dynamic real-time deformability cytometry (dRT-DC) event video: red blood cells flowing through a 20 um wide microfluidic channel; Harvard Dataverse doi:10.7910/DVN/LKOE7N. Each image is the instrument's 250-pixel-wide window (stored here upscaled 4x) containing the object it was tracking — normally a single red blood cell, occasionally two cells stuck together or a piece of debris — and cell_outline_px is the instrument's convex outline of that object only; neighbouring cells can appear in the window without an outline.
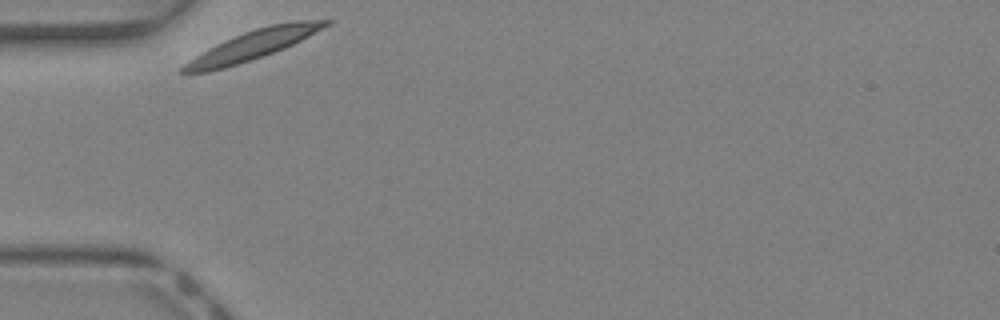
{"species": "Egyptian fruit bat (a non-hibernating species)", "species_latin": "Rousettus aegyptiacus", "temperature_condition": "warm", "stored_images_in_passage": 32, "camera_frame_rate_fps": 3000, "um_per_image_px": 0.085, "animal": {"sex": "female"}, "frame": {"image": 1, "passage_image": 1, "time_ms": 0.0, "image_size_px": [1000, 320], "cell_outline_px": [[336, 20], [332, 24], [284, 48], [224, 68], [208, 72], [176, 72], [184, 64], [196, 56], [216, 44], [224, 40], [244, 32], [256, 28], [272, 24], [292, 20]], "centroid_in_image_um": [21.53, 3.79], "position_along_channel_um": 63.5, "area_um2": 23.87}}
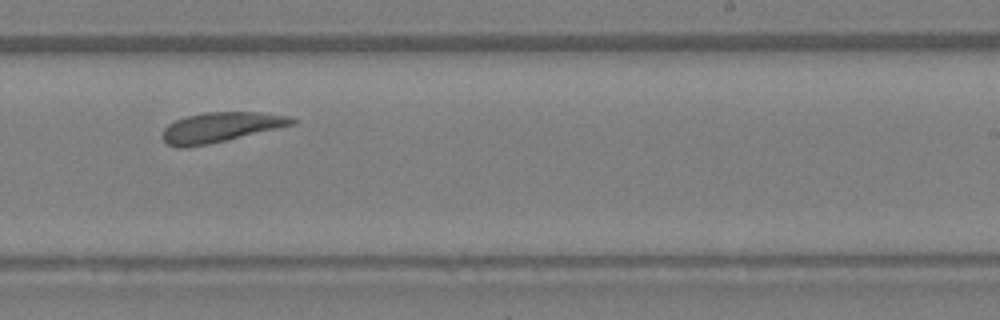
{"frame": {"image": 2, "passage_image": 16, "time_ms": 5.0, "image_size_px": [1000, 320], "cell_outline_px": [[296, 124], [228, 140], [208, 144], [184, 148], [176, 148], [168, 144], [164, 140], [164, 128], [168, 124], [184, 116], [204, 112], [256, 112], [292, 116], [296, 120]], "centroid_in_image_um": [18.77, 10.81], "position_along_channel_um": 270.2, "area_um2": 22.66}}
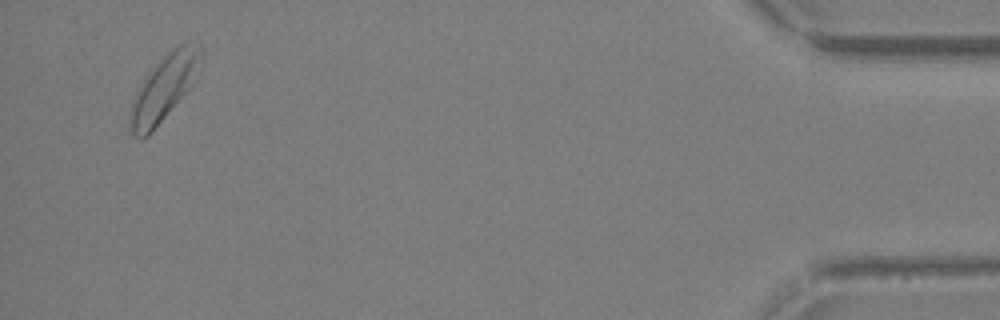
{"frame": {"image": 3, "passage_image": 31, "time_ms": 10.0, "image_size_px": [1000, 320], "cell_outline_px": [[204, 48], [196, 80], [152, 132], [148, 136], [132, 136], [128, 132], [128, 112], [132, 100], [136, 92], [148, 72], [168, 52], [180, 44], [200, 44]], "centroid_in_image_um": [13.92, 7.5], "position_along_channel_um": 421.3, "area_um2": 27.11}, "authors_computed_cell_mechanics": {"area_um2": 22.7732, "velocity_mm_per_s": 4.4319, "shape_relaxation_time_tau1_ms": 0.4777, "shape_relaxation_time_tau2_ms": 0.4183, "deformation_change_tau1": 0.0795, "deformation_change_tau2": 0.1029}}